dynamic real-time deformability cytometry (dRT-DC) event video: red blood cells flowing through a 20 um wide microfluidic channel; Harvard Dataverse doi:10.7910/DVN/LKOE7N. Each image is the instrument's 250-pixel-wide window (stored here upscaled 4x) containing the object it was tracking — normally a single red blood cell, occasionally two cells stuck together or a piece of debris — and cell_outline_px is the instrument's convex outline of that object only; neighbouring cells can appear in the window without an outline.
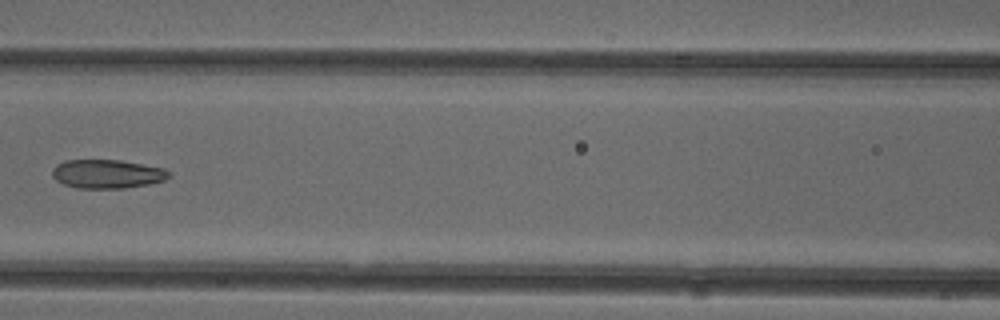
{"species": "common noctule bat (a hibernating species)", "species_latin": "Nyctalus noctula", "temperature_condition": "cold", "stored_images_in_passage": 6, "camera_frame_rate_fps": 3000, "um_per_image_px": 0.085, "animal": {"sex": "female"}, "frame": {"image": 1, "passage_image": 6, "time_ms": 1.667, "image_size_px": [1000, 320], "cell_outline_px": [[172, 176], [164, 180], [148, 184], [124, 188], [76, 188], [64, 184], [56, 180], [52, 176], [52, 168], [56, 164], [64, 160], [120, 160], [164, 168], [172, 172]], "centroid_in_image_um": [9.11, 14.78], "position_along_channel_um": 157.5, "area_um2": 19.71}}